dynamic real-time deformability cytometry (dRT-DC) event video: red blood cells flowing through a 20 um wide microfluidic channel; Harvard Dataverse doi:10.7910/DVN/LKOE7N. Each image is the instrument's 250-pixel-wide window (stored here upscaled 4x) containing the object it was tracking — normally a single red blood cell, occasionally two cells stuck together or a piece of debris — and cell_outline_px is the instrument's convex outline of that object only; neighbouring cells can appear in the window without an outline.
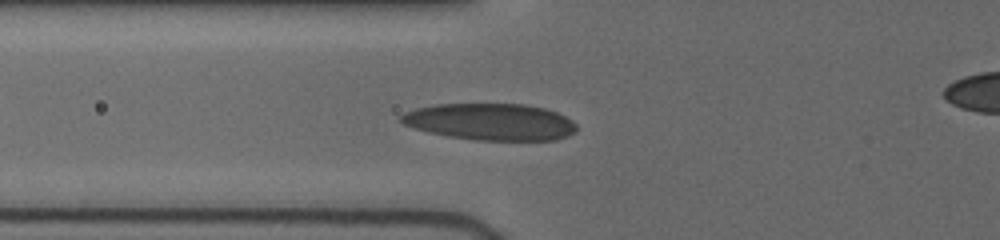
{"species": "human", "species_latin": "Homo sapiens", "temperature_condition": "cold", "stored_images_in_passage": 9, "camera_frame_rate_fps": 3000, "um_per_image_px": 0.085, "donor": {"sex": "female"}, "frame": {"image": 1, "passage_image": 3, "time_ms": 1.333, "image_size_px": [1000, 240], "cell_outline_px": [[576, 132], [568, 136], [556, 140], [476, 140], [448, 136], [428, 132], [404, 124], [396, 120], [404, 112], [416, 108], [436, 104], [524, 104], [544, 108], [556, 112], [572, 120], [576, 124]], "centroid_in_image_um": [41.68, 10.35], "position_along_channel_um": 84.1, "area_um2": 37.69}}
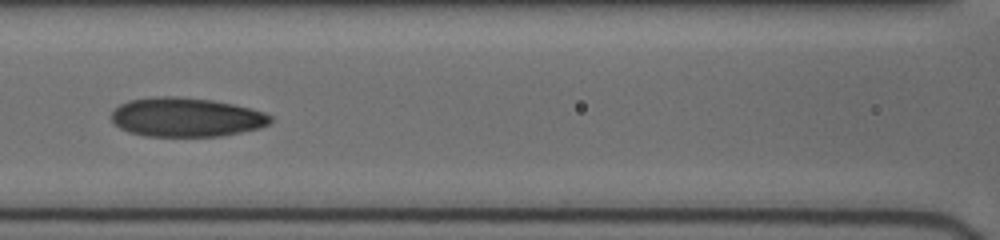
{"frame": {"image": 2, "passage_image": 6, "time_ms": 3.0, "image_size_px": [1000, 240], "cell_outline_px": [[272, 120], [268, 124], [260, 128], [220, 136], [144, 136], [128, 132], [120, 128], [112, 120], [112, 112], [120, 104], [128, 100], [156, 96], [176, 96], [212, 100], [232, 104], [264, 112], [272, 116]], "centroid_in_image_um": [15.81, 9.96], "position_along_channel_um": 150.8, "area_um2": 36.18}}
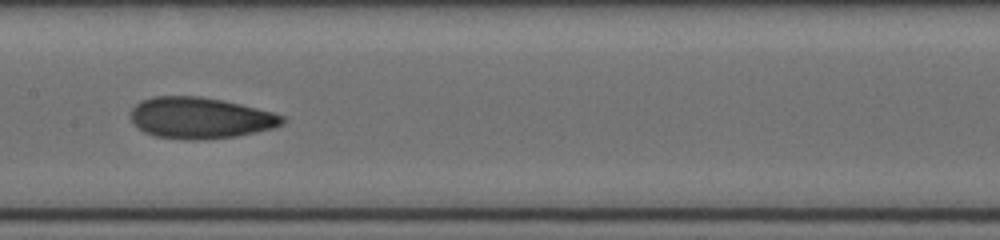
{"frame": {"image": 3, "passage_image": 8, "time_ms": 4.0, "image_size_px": [1000, 240], "cell_outline_px": [[284, 124], [276, 128], [236, 136], [204, 140], [188, 140], [156, 136], [144, 132], [132, 120], [128, 112], [140, 100], [152, 96], [200, 96], [240, 104], [272, 112], [284, 116]], "centroid_in_image_um": [17.01, 10.02], "position_along_channel_um": 190.4, "area_um2": 36.59}}